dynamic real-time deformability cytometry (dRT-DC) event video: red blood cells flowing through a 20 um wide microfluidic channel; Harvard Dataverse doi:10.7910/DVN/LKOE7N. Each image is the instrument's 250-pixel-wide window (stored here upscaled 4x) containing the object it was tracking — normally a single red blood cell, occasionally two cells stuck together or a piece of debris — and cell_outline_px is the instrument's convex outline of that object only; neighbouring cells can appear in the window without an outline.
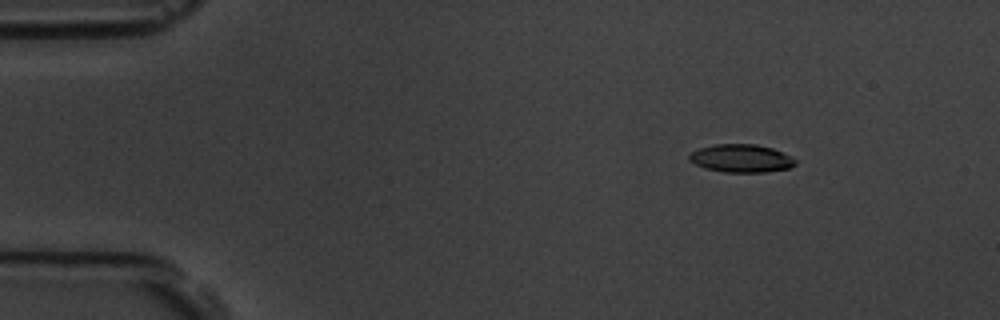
{"species": "common noctule bat (a hibernating species)", "species_latin": "Nyctalus noctula", "temperature_condition": "room temperature", "stored_images_in_passage": 6, "camera_frame_rate_fps": 3000, "um_per_image_px": 0.085, "animal": {"sex": "male", "body_mass_g": 19.5, "forearm_length_mm": 54.6}, "frame": {"image": 1, "passage_image": 3, "time_ms": 2.333, "image_size_px": [1000, 320], "cell_outline_px": [[796, 164], [792, 168], [768, 172], [724, 172], [704, 168], [688, 160], [688, 156], [692, 152], [700, 148], [716, 144], [756, 144], [772, 148], [792, 156], [796, 160]], "centroid_in_image_um": [63.04, 13.47], "position_along_channel_um": 22.0, "area_um2": 17.46}}
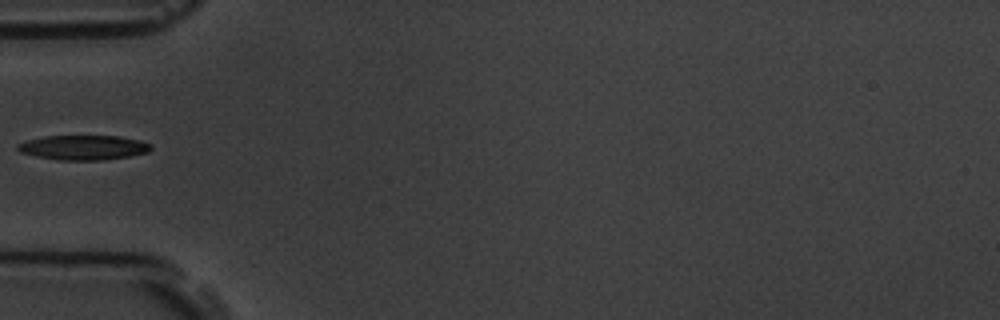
{"frame": {"image": 2, "passage_image": 6, "time_ms": 6.0, "image_size_px": [1000, 320], "cell_outline_px": [[152, 148], [148, 152], [128, 156], [104, 160], [56, 160], [36, 156], [20, 152], [16, 148], [16, 144], [28, 140], [44, 136], [120, 136], [140, 140], [152, 144]], "centroid_in_image_um": [7.09, 12.54], "position_along_channel_um": 77.9, "area_um2": 19.25}}